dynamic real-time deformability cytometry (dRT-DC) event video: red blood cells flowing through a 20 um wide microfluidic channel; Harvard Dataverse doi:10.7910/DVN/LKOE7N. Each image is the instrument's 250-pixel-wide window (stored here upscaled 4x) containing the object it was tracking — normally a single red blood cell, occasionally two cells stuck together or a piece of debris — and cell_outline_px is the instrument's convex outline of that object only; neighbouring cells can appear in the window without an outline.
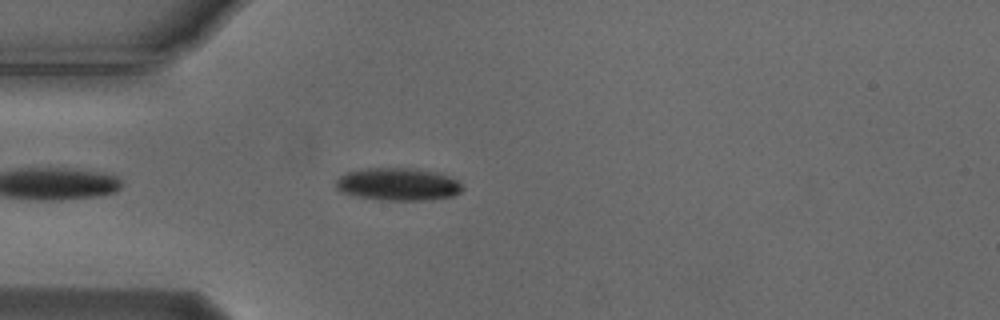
{"species": "Egyptian fruit bat (a non-hibernating species)", "species_latin": "Rousettus aegyptiacus", "temperature_condition": "cold", "stored_images_in_passage": 44, "camera_frame_rate_fps": 3000, "um_per_image_px": 0.085, "animal": {"sex": "male"}, "frame": {"image": 1, "passage_image": 4, "time_ms": 1.0, "image_size_px": [1000, 320], "cell_outline_px": [[464, 188], [460, 192], [452, 196], [432, 200], [380, 200], [356, 196], [340, 192], [336, 188], [336, 180], [340, 176], [348, 172], [368, 168], [412, 168], [432, 172], [448, 176], [456, 180]], "centroid_in_image_um": [33.81, 15.67], "position_along_channel_um": 51.2, "area_um2": 23.93}}
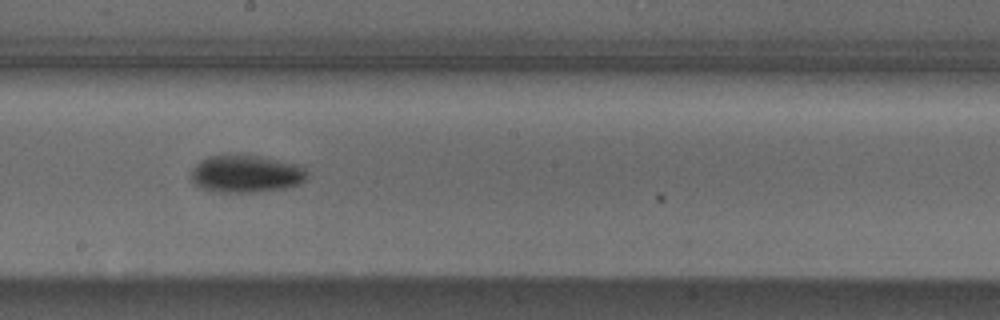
{"frame": {"image": 2, "passage_image": 19, "time_ms": 6.0, "image_size_px": [1000, 320], "cell_outline_px": [[308, 172], [304, 180], [300, 184], [284, 188], [252, 192], [216, 192], [200, 188], [188, 176], [192, 168], [200, 160], [208, 156], [236, 152], [260, 156], [300, 164]], "centroid_in_image_um": [20.87, 14.74], "position_along_channel_um": 227.3, "area_um2": 26.07}}
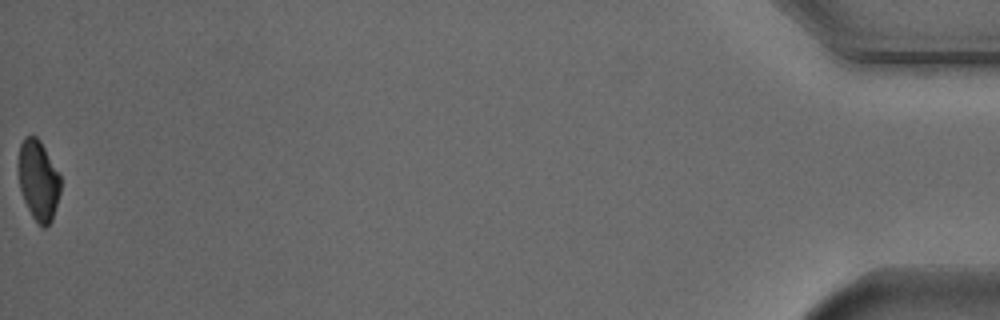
{"frame": {"image": 3, "passage_image": 44, "time_ms": 14.333, "image_size_px": [1000, 320], "cell_outline_px": [[60, 192], [52, 220], [44, 228], [32, 216], [24, 200], [20, 188], [20, 144], [24, 136], [36, 136], [40, 140], [60, 176]], "centroid_in_image_um": [3.28, 15.32], "position_along_channel_um": 431.9, "area_um2": 19.07}, "authors_computed_cell_mechanics": {"area_um2": 22.7154, "velocity_mm_per_s": 3.7171, "shape_relaxation_time_tau1_ms": 1.8206, "shape_relaxation_time_tau2_ms": null, "deformation_change_tau1": 0.1133, "deformation_change_tau2": null}}